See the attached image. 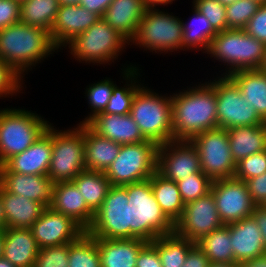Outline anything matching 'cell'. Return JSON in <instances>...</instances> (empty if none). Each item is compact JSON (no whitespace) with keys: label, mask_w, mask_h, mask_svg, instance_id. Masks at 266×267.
Segmentation results:
<instances>
[{"label":"cell","mask_w":266,"mask_h":267,"mask_svg":"<svg viewBox=\"0 0 266 267\" xmlns=\"http://www.w3.org/2000/svg\"><path fill=\"white\" fill-rule=\"evenodd\" d=\"M174 140H191L218 128L213 80L171 94Z\"/></svg>","instance_id":"obj_1"},{"label":"cell","mask_w":266,"mask_h":267,"mask_svg":"<svg viewBox=\"0 0 266 267\" xmlns=\"http://www.w3.org/2000/svg\"><path fill=\"white\" fill-rule=\"evenodd\" d=\"M59 50L48 31L18 22L0 30V59L23 80L33 67ZM32 66V67H31Z\"/></svg>","instance_id":"obj_2"},{"label":"cell","mask_w":266,"mask_h":267,"mask_svg":"<svg viewBox=\"0 0 266 267\" xmlns=\"http://www.w3.org/2000/svg\"><path fill=\"white\" fill-rule=\"evenodd\" d=\"M130 239L147 242L174 233V223L164 214L155 200L150 179L127 184Z\"/></svg>","instance_id":"obj_3"},{"label":"cell","mask_w":266,"mask_h":267,"mask_svg":"<svg viewBox=\"0 0 266 267\" xmlns=\"http://www.w3.org/2000/svg\"><path fill=\"white\" fill-rule=\"evenodd\" d=\"M205 54L226 67L221 76L239 70L261 69L266 56V45L244 29H227L217 33Z\"/></svg>","instance_id":"obj_4"},{"label":"cell","mask_w":266,"mask_h":267,"mask_svg":"<svg viewBox=\"0 0 266 267\" xmlns=\"http://www.w3.org/2000/svg\"><path fill=\"white\" fill-rule=\"evenodd\" d=\"M130 115L146 140L158 145L174 140L171 95L142 85L133 98Z\"/></svg>","instance_id":"obj_5"},{"label":"cell","mask_w":266,"mask_h":267,"mask_svg":"<svg viewBox=\"0 0 266 267\" xmlns=\"http://www.w3.org/2000/svg\"><path fill=\"white\" fill-rule=\"evenodd\" d=\"M50 124L35 111L0 108V166L29 148Z\"/></svg>","instance_id":"obj_6"},{"label":"cell","mask_w":266,"mask_h":267,"mask_svg":"<svg viewBox=\"0 0 266 267\" xmlns=\"http://www.w3.org/2000/svg\"><path fill=\"white\" fill-rule=\"evenodd\" d=\"M129 42L113 29L102 17L82 34L70 41V55L79 63L110 65L118 59Z\"/></svg>","instance_id":"obj_7"},{"label":"cell","mask_w":266,"mask_h":267,"mask_svg":"<svg viewBox=\"0 0 266 267\" xmlns=\"http://www.w3.org/2000/svg\"><path fill=\"white\" fill-rule=\"evenodd\" d=\"M172 14L159 8H147L129 45L157 54L182 50V21Z\"/></svg>","instance_id":"obj_8"},{"label":"cell","mask_w":266,"mask_h":267,"mask_svg":"<svg viewBox=\"0 0 266 267\" xmlns=\"http://www.w3.org/2000/svg\"><path fill=\"white\" fill-rule=\"evenodd\" d=\"M159 145L146 140L121 145L118 156L104 172L112 186H124L149 179L157 172Z\"/></svg>","instance_id":"obj_9"},{"label":"cell","mask_w":266,"mask_h":267,"mask_svg":"<svg viewBox=\"0 0 266 267\" xmlns=\"http://www.w3.org/2000/svg\"><path fill=\"white\" fill-rule=\"evenodd\" d=\"M77 125L73 129L57 130L52 123V156L47 176L54 183L72 181L86 170L84 124Z\"/></svg>","instance_id":"obj_10"},{"label":"cell","mask_w":266,"mask_h":267,"mask_svg":"<svg viewBox=\"0 0 266 267\" xmlns=\"http://www.w3.org/2000/svg\"><path fill=\"white\" fill-rule=\"evenodd\" d=\"M213 88L216 94L218 128L228 130L266 123L243 98L239 87L229 76L220 75L214 78Z\"/></svg>","instance_id":"obj_11"},{"label":"cell","mask_w":266,"mask_h":267,"mask_svg":"<svg viewBox=\"0 0 266 267\" xmlns=\"http://www.w3.org/2000/svg\"><path fill=\"white\" fill-rule=\"evenodd\" d=\"M190 141L197 149L201 171L212 181L234 177L236 163L229 147L226 129L207 130Z\"/></svg>","instance_id":"obj_12"},{"label":"cell","mask_w":266,"mask_h":267,"mask_svg":"<svg viewBox=\"0 0 266 267\" xmlns=\"http://www.w3.org/2000/svg\"><path fill=\"white\" fill-rule=\"evenodd\" d=\"M86 232L94 238L130 239L128 195L123 186H111Z\"/></svg>","instance_id":"obj_13"},{"label":"cell","mask_w":266,"mask_h":267,"mask_svg":"<svg viewBox=\"0 0 266 267\" xmlns=\"http://www.w3.org/2000/svg\"><path fill=\"white\" fill-rule=\"evenodd\" d=\"M223 225L210 191L185 204L181 217L174 223V233L196 243Z\"/></svg>","instance_id":"obj_14"},{"label":"cell","mask_w":266,"mask_h":267,"mask_svg":"<svg viewBox=\"0 0 266 267\" xmlns=\"http://www.w3.org/2000/svg\"><path fill=\"white\" fill-rule=\"evenodd\" d=\"M210 191L224 225L252 216L256 205L244 181L235 177L213 180Z\"/></svg>","instance_id":"obj_15"},{"label":"cell","mask_w":266,"mask_h":267,"mask_svg":"<svg viewBox=\"0 0 266 267\" xmlns=\"http://www.w3.org/2000/svg\"><path fill=\"white\" fill-rule=\"evenodd\" d=\"M157 172L174 182L203 173L196 147L189 140H172L159 145Z\"/></svg>","instance_id":"obj_16"},{"label":"cell","mask_w":266,"mask_h":267,"mask_svg":"<svg viewBox=\"0 0 266 267\" xmlns=\"http://www.w3.org/2000/svg\"><path fill=\"white\" fill-rule=\"evenodd\" d=\"M39 249L74 242L86 232L71 217L46 207L31 226Z\"/></svg>","instance_id":"obj_17"},{"label":"cell","mask_w":266,"mask_h":267,"mask_svg":"<svg viewBox=\"0 0 266 267\" xmlns=\"http://www.w3.org/2000/svg\"><path fill=\"white\" fill-rule=\"evenodd\" d=\"M100 18L96 13L80 5L60 4L50 29V38L57 49L63 50L70 41L85 32Z\"/></svg>","instance_id":"obj_18"},{"label":"cell","mask_w":266,"mask_h":267,"mask_svg":"<svg viewBox=\"0 0 266 267\" xmlns=\"http://www.w3.org/2000/svg\"><path fill=\"white\" fill-rule=\"evenodd\" d=\"M52 156V123L25 151L9 158L0 166V172L48 175Z\"/></svg>","instance_id":"obj_19"},{"label":"cell","mask_w":266,"mask_h":267,"mask_svg":"<svg viewBox=\"0 0 266 267\" xmlns=\"http://www.w3.org/2000/svg\"><path fill=\"white\" fill-rule=\"evenodd\" d=\"M49 207L55 212L71 217L85 231L92 224L95 215L72 181L54 183Z\"/></svg>","instance_id":"obj_20"},{"label":"cell","mask_w":266,"mask_h":267,"mask_svg":"<svg viewBox=\"0 0 266 267\" xmlns=\"http://www.w3.org/2000/svg\"><path fill=\"white\" fill-rule=\"evenodd\" d=\"M228 225L235 263L242 264L266 253L260 228L252 216Z\"/></svg>","instance_id":"obj_21"},{"label":"cell","mask_w":266,"mask_h":267,"mask_svg":"<svg viewBox=\"0 0 266 267\" xmlns=\"http://www.w3.org/2000/svg\"><path fill=\"white\" fill-rule=\"evenodd\" d=\"M0 185L9 193L49 207L52 200L54 182L47 175L20 174L17 172H0Z\"/></svg>","instance_id":"obj_22"},{"label":"cell","mask_w":266,"mask_h":267,"mask_svg":"<svg viewBox=\"0 0 266 267\" xmlns=\"http://www.w3.org/2000/svg\"><path fill=\"white\" fill-rule=\"evenodd\" d=\"M97 134L120 145L146 141L130 114L99 113L87 123Z\"/></svg>","instance_id":"obj_23"},{"label":"cell","mask_w":266,"mask_h":267,"mask_svg":"<svg viewBox=\"0 0 266 267\" xmlns=\"http://www.w3.org/2000/svg\"><path fill=\"white\" fill-rule=\"evenodd\" d=\"M4 245L2 257L16 267H32L38 256L39 247L31 229H3Z\"/></svg>","instance_id":"obj_24"},{"label":"cell","mask_w":266,"mask_h":267,"mask_svg":"<svg viewBox=\"0 0 266 267\" xmlns=\"http://www.w3.org/2000/svg\"><path fill=\"white\" fill-rule=\"evenodd\" d=\"M146 9L143 0H113L102 18L130 43Z\"/></svg>","instance_id":"obj_25"},{"label":"cell","mask_w":266,"mask_h":267,"mask_svg":"<svg viewBox=\"0 0 266 267\" xmlns=\"http://www.w3.org/2000/svg\"><path fill=\"white\" fill-rule=\"evenodd\" d=\"M0 197L5 216V227L30 229L33 223L40 218L45 207L36 201L22 195L7 192L0 185Z\"/></svg>","instance_id":"obj_26"},{"label":"cell","mask_w":266,"mask_h":267,"mask_svg":"<svg viewBox=\"0 0 266 267\" xmlns=\"http://www.w3.org/2000/svg\"><path fill=\"white\" fill-rule=\"evenodd\" d=\"M147 241L97 238L101 267H136L140 249Z\"/></svg>","instance_id":"obj_27"},{"label":"cell","mask_w":266,"mask_h":267,"mask_svg":"<svg viewBox=\"0 0 266 267\" xmlns=\"http://www.w3.org/2000/svg\"><path fill=\"white\" fill-rule=\"evenodd\" d=\"M120 148L119 143L97 134L88 124H84L86 170L105 172L118 156Z\"/></svg>","instance_id":"obj_28"},{"label":"cell","mask_w":266,"mask_h":267,"mask_svg":"<svg viewBox=\"0 0 266 267\" xmlns=\"http://www.w3.org/2000/svg\"><path fill=\"white\" fill-rule=\"evenodd\" d=\"M227 133L235 163L252 154L266 150V123L233 127L228 129Z\"/></svg>","instance_id":"obj_29"},{"label":"cell","mask_w":266,"mask_h":267,"mask_svg":"<svg viewBox=\"0 0 266 267\" xmlns=\"http://www.w3.org/2000/svg\"><path fill=\"white\" fill-rule=\"evenodd\" d=\"M229 77L239 87L243 98L266 122V72L262 69L239 70Z\"/></svg>","instance_id":"obj_30"},{"label":"cell","mask_w":266,"mask_h":267,"mask_svg":"<svg viewBox=\"0 0 266 267\" xmlns=\"http://www.w3.org/2000/svg\"><path fill=\"white\" fill-rule=\"evenodd\" d=\"M123 66L121 75L125 81L124 86L119 87L117 84L114 85L112 95L106 105L105 110L102 113L125 115L130 114L133 98L138 89L144 85L141 84L140 68L135 65L128 64L127 67ZM140 83V84H139Z\"/></svg>","instance_id":"obj_31"},{"label":"cell","mask_w":266,"mask_h":267,"mask_svg":"<svg viewBox=\"0 0 266 267\" xmlns=\"http://www.w3.org/2000/svg\"><path fill=\"white\" fill-rule=\"evenodd\" d=\"M149 179L155 200L164 214L175 223L181 217L185 206L177 183L165 179L158 172H155Z\"/></svg>","instance_id":"obj_32"},{"label":"cell","mask_w":266,"mask_h":267,"mask_svg":"<svg viewBox=\"0 0 266 267\" xmlns=\"http://www.w3.org/2000/svg\"><path fill=\"white\" fill-rule=\"evenodd\" d=\"M191 22L181 19L183 25L182 50L204 51L206 53L211 40L217 34L210 21L194 7ZM185 22V23H184Z\"/></svg>","instance_id":"obj_33"},{"label":"cell","mask_w":266,"mask_h":267,"mask_svg":"<svg viewBox=\"0 0 266 267\" xmlns=\"http://www.w3.org/2000/svg\"><path fill=\"white\" fill-rule=\"evenodd\" d=\"M72 182L85 198L88 207L95 213L103 203L109 189L110 180L101 171L84 170Z\"/></svg>","instance_id":"obj_34"},{"label":"cell","mask_w":266,"mask_h":267,"mask_svg":"<svg viewBox=\"0 0 266 267\" xmlns=\"http://www.w3.org/2000/svg\"><path fill=\"white\" fill-rule=\"evenodd\" d=\"M59 5V0H25L20 4V22L50 34Z\"/></svg>","instance_id":"obj_35"},{"label":"cell","mask_w":266,"mask_h":267,"mask_svg":"<svg viewBox=\"0 0 266 267\" xmlns=\"http://www.w3.org/2000/svg\"><path fill=\"white\" fill-rule=\"evenodd\" d=\"M157 250L162 267H181L195 242L175 233L162 235L150 242Z\"/></svg>","instance_id":"obj_36"},{"label":"cell","mask_w":266,"mask_h":267,"mask_svg":"<svg viewBox=\"0 0 266 267\" xmlns=\"http://www.w3.org/2000/svg\"><path fill=\"white\" fill-rule=\"evenodd\" d=\"M230 243L229 225H223L219 229L204 235L196 242L210 263L234 262L232 245Z\"/></svg>","instance_id":"obj_37"},{"label":"cell","mask_w":266,"mask_h":267,"mask_svg":"<svg viewBox=\"0 0 266 267\" xmlns=\"http://www.w3.org/2000/svg\"><path fill=\"white\" fill-rule=\"evenodd\" d=\"M68 267H101L97 238L84 232L69 243Z\"/></svg>","instance_id":"obj_38"},{"label":"cell","mask_w":266,"mask_h":267,"mask_svg":"<svg viewBox=\"0 0 266 267\" xmlns=\"http://www.w3.org/2000/svg\"><path fill=\"white\" fill-rule=\"evenodd\" d=\"M105 78L106 79H101L97 83L87 85L84 94H86L85 96L88 99L90 114L88 113L87 117L80 121L79 124H87L97 114L105 110L112 95L113 87L116 84L112 81L113 79Z\"/></svg>","instance_id":"obj_39"},{"label":"cell","mask_w":266,"mask_h":267,"mask_svg":"<svg viewBox=\"0 0 266 267\" xmlns=\"http://www.w3.org/2000/svg\"><path fill=\"white\" fill-rule=\"evenodd\" d=\"M260 5L256 0H237L226 5L227 29H244Z\"/></svg>","instance_id":"obj_40"},{"label":"cell","mask_w":266,"mask_h":267,"mask_svg":"<svg viewBox=\"0 0 266 267\" xmlns=\"http://www.w3.org/2000/svg\"><path fill=\"white\" fill-rule=\"evenodd\" d=\"M176 183L182 201L186 204L209 193L212 180L204 173H194Z\"/></svg>","instance_id":"obj_41"},{"label":"cell","mask_w":266,"mask_h":267,"mask_svg":"<svg viewBox=\"0 0 266 267\" xmlns=\"http://www.w3.org/2000/svg\"><path fill=\"white\" fill-rule=\"evenodd\" d=\"M192 6L210 21L217 33L227 30L226 6L218 0H197Z\"/></svg>","instance_id":"obj_42"},{"label":"cell","mask_w":266,"mask_h":267,"mask_svg":"<svg viewBox=\"0 0 266 267\" xmlns=\"http://www.w3.org/2000/svg\"><path fill=\"white\" fill-rule=\"evenodd\" d=\"M266 172V150L252 154L236 163L234 177L246 181Z\"/></svg>","instance_id":"obj_43"},{"label":"cell","mask_w":266,"mask_h":267,"mask_svg":"<svg viewBox=\"0 0 266 267\" xmlns=\"http://www.w3.org/2000/svg\"><path fill=\"white\" fill-rule=\"evenodd\" d=\"M69 243L39 249L34 267H68Z\"/></svg>","instance_id":"obj_44"},{"label":"cell","mask_w":266,"mask_h":267,"mask_svg":"<svg viewBox=\"0 0 266 267\" xmlns=\"http://www.w3.org/2000/svg\"><path fill=\"white\" fill-rule=\"evenodd\" d=\"M22 85H24L23 80L0 59V98L17 96L24 90Z\"/></svg>","instance_id":"obj_45"},{"label":"cell","mask_w":266,"mask_h":267,"mask_svg":"<svg viewBox=\"0 0 266 267\" xmlns=\"http://www.w3.org/2000/svg\"><path fill=\"white\" fill-rule=\"evenodd\" d=\"M244 30L266 45V3L259 6Z\"/></svg>","instance_id":"obj_46"},{"label":"cell","mask_w":266,"mask_h":267,"mask_svg":"<svg viewBox=\"0 0 266 267\" xmlns=\"http://www.w3.org/2000/svg\"><path fill=\"white\" fill-rule=\"evenodd\" d=\"M20 22V3L0 0V30Z\"/></svg>","instance_id":"obj_47"},{"label":"cell","mask_w":266,"mask_h":267,"mask_svg":"<svg viewBox=\"0 0 266 267\" xmlns=\"http://www.w3.org/2000/svg\"><path fill=\"white\" fill-rule=\"evenodd\" d=\"M252 202L256 206L266 205V172L245 181Z\"/></svg>","instance_id":"obj_48"},{"label":"cell","mask_w":266,"mask_h":267,"mask_svg":"<svg viewBox=\"0 0 266 267\" xmlns=\"http://www.w3.org/2000/svg\"><path fill=\"white\" fill-rule=\"evenodd\" d=\"M136 267H162L161 259L156 248L147 242L139 251Z\"/></svg>","instance_id":"obj_49"},{"label":"cell","mask_w":266,"mask_h":267,"mask_svg":"<svg viewBox=\"0 0 266 267\" xmlns=\"http://www.w3.org/2000/svg\"><path fill=\"white\" fill-rule=\"evenodd\" d=\"M209 259L196 244L187 254L181 267H208Z\"/></svg>","instance_id":"obj_50"},{"label":"cell","mask_w":266,"mask_h":267,"mask_svg":"<svg viewBox=\"0 0 266 267\" xmlns=\"http://www.w3.org/2000/svg\"><path fill=\"white\" fill-rule=\"evenodd\" d=\"M113 0H81L79 5L100 17H103L105 11Z\"/></svg>","instance_id":"obj_51"},{"label":"cell","mask_w":266,"mask_h":267,"mask_svg":"<svg viewBox=\"0 0 266 267\" xmlns=\"http://www.w3.org/2000/svg\"><path fill=\"white\" fill-rule=\"evenodd\" d=\"M252 217L255 219L258 227L260 228L266 251V205L255 206L252 212Z\"/></svg>","instance_id":"obj_52"},{"label":"cell","mask_w":266,"mask_h":267,"mask_svg":"<svg viewBox=\"0 0 266 267\" xmlns=\"http://www.w3.org/2000/svg\"><path fill=\"white\" fill-rule=\"evenodd\" d=\"M240 267H266V253L240 264Z\"/></svg>","instance_id":"obj_53"},{"label":"cell","mask_w":266,"mask_h":267,"mask_svg":"<svg viewBox=\"0 0 266 267\" xmlns=\"http://www.w3.org/2000/svg\"><path fill=\"white\" fill-rule=\"evenodd\" d=\"M146 8H160L157 6L172 4L175 0H143Z\"/></svg>","instance_id":"obj_54"},{"label":"cell","mask_w":266,"mask_h":267,"mask_svg":"<svg viewBox=\"0 0 266 267\" xmlns=\"http://www.w3.org/2000/svg\"><path fill=\"white\" fill-rule=\"evenodd\" d=\"M208 267H240V264H237L235 262L231 263H209Z\"/></svg>","instance_id":"obj_55"},{"label":"cell","mask_w":266,"mask_h":267,"mask_svg":"<svg viewBox=\"0 0 266 267\" xmlns=\"http://www.w3.org/2000/svg\"><path fill=\"white\" fill-rule=\"evenodd\" d=\"M5 216H4V209L2 206V202H1V197H0V229H4L5 228Z\"/></svg>","instance_id":"obj_56"},{"label":"cell","mask_w":266,"mask_h":267,"mask_svg":"<svg viewBox=\"0 0 266 267\" xmlns=\"http://www.w3.org/2000/svg\"><path fill=\"white\" fill-rule=\"evenodd\" d=\"M81 0H59L60 4L64 5H79Z\"/></svg>","instance_id":"obj_57"},{"label":"cell","mask_w":266,"mask_h":267,"mask_svg":"<svg viewBox=\"0 0 266 267\" xmlns=\"http://www.w3.org/2000/svg\"><path fill=\"white\" fill-rule=\"evenodd\" d=\"M3 245H4V234H3V229H0V258L3 255Z\"/></svg>","instance_id":"obj_58"},{"label":"cell","mask_w":266,"mask_h":267,"mask_svg":"<svg viewBox=\"0 0 266 267\" xmlns=\"http://www.w3.org/2000/svg\"><path fill=\"white\" fill-rule=\"evenodd\" d=\"M0 267H16L3 257L0 258Z\"/></svg>","instance_id":"obj_59"},{"label":"cell","mask_w":266,"mask_h":267,"mask_svg":"<svg viewBox=\"0 0 266 267\" xmlns=\"http://www.w3.org/2000/svg\"><path fill=\"white\" fill-rule=\"evenodd\" d=\"M222 5H229L232 4L234 2H236L237 0H218Z\"/></svg>","instance_id":"obj_60"},{"label":"cell","mask_w":266,"mask_h":267,"mask_svg":"<svg viewBox=\"0 0 266 267\" xmlns=\"http://www.w3.org/2000/svg\"><path fill=\"white\" fill-rule=\"evenodd\" d=\"M258 1L260 4H265L266 3V0H256Z\"/></svg>","instance_id":"obj_61"},{"label":"cell","mask_w":266,"mask_h":267,"mask_svg":"<svg viewBox=\"0 0 266 267\" xmlns=\"http://www.w3.org/2000/svg\"><path fill=\"white\" fill-rule=\"evenodd\" d=\"M13 1H17L18 3H22V2H24L25 0H13Z\"/></svg>","instance_id":"obj_62"}]
</instances>
